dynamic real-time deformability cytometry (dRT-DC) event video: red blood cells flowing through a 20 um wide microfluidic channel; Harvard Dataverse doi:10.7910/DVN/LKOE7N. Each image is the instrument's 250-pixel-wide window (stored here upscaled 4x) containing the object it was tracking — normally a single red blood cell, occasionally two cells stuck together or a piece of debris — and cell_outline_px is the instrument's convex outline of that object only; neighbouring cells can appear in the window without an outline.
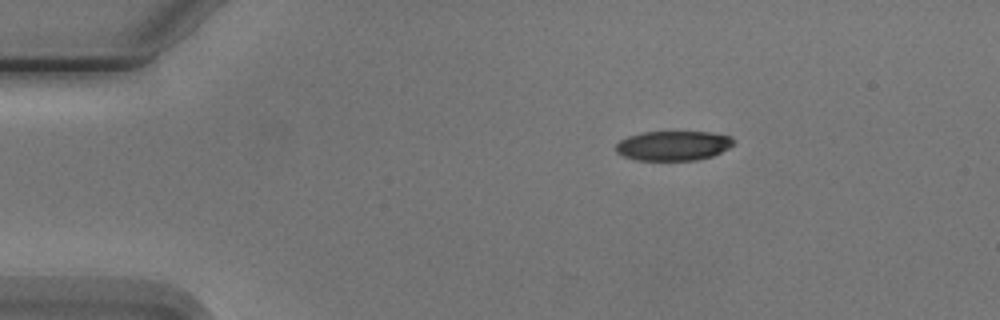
{"species": "Egyptian fruit bat (a non-hibernating species)", "species_latin": "Rousettus aegyptiacus", "temperature_condition": "cold", "stored_images_in_passage": 3, "camera_frame_rate_fps": 3000, "um_per_image_px": 0.085, "animal": {"sex": "male"}, "frame": {"image": 1, "passage_image": 1, "time_ms": 0.0, "image_size_px": [1000, 320], "cell_outline_px": [[736, 144], [712, 156], [696, 160], [636, 160], [624, 156], [616, 152], [616, 144], [620, 140], [628, 136], [640, 132], [712, 132], [732, 136]], "centroid_in_image_um": [57.25, 12.37], "position_along_channel_um": 27.8, "area_um2": 20.46}}